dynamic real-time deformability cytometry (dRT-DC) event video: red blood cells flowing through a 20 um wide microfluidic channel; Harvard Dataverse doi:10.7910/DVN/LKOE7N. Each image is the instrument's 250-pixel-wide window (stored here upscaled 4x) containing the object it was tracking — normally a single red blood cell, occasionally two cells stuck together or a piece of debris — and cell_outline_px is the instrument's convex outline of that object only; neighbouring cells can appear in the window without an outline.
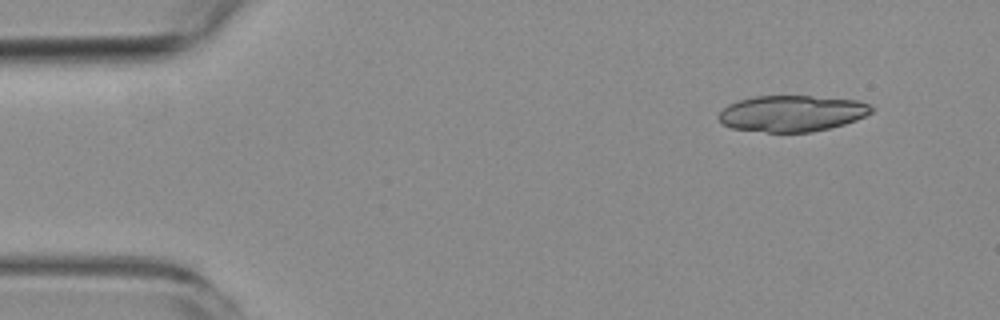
{"species": "common noctule bat (a hibernating species)", "species_latin": "Nyctalus noctula", "temperature_condition": "room temperature", "stored_images_in_passage": 5, "camera_frame_rate_fps": 3000, "um_per_image_px": 0.085, "animal": {"sex": "female", "body_mass_g": 19.3, "forearm_length_mm": 54.1}, "frame": {"image": 1, "passage_image": 1, "time_ms": 0.0, "image_size_px": [1000, 320], "cell_outline_px": [[872, 112], [856, 120], [844, 124], [812, 132], [768, 132], [732, 128], [724, 124], [716, 116], [728, 104], [740, 100], [756, 96], [812, 96], [856, 100], [868, 104], [872, 108]], "centroid_in_image_um": [67.3, 9.64], "position_along_channel_um": 17.7, "area_um2": 31.96}}